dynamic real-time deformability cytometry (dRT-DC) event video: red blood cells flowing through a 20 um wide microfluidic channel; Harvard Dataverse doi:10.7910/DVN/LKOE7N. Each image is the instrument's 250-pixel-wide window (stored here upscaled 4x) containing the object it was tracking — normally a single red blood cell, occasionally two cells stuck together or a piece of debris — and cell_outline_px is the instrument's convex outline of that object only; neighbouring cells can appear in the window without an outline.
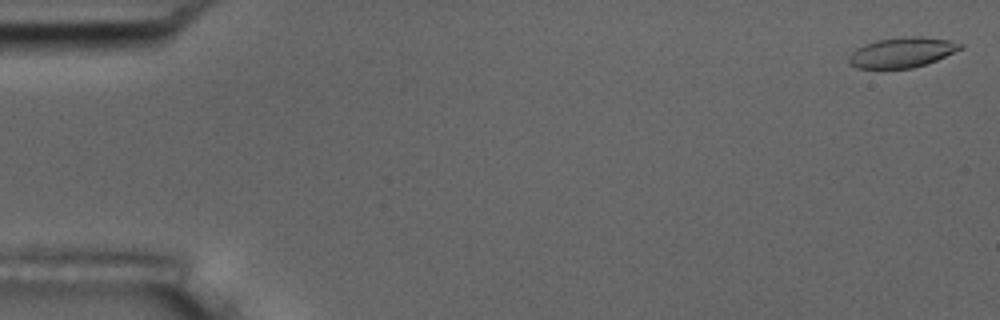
{"species": "common noctule bat (a hibernating species)", "species_latin": "Nyctalus noctula", "temperature_condition": "room temperature", "stored_images_in_passage": 11, "camera_frame_rate_fps": 3000, "um_per_image_px": 0.085, "animal": {"sex": "male", "body_mass_g": 17.5, "forearm_length_mm": 52.3}, "frame": {"image": 1, "passage_image": 1, "time_ms": 0.0, "image_size_px": [1000, 320], "cell_outline_px": [[964, 48], [936, 60], [912, 68], [856, 68], [848, 64], [848, 56], [856, 48], [864, 44], [876, 40], [904, 36], [920, 36], [948, 40], [964, 44]], "centroid_in_image_um": [76.65, 4.45], "position_along_channel_um": 8.3, "area_um2": 19.65}}
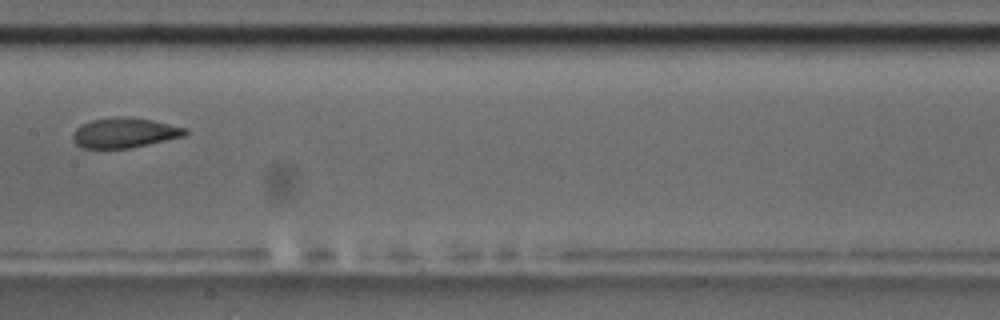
{"frame": {"image": 2, "passage_image": 8, "time_ms": 9.0, "image_size_px": [1000, 320], "cell_outline_px": [[188, 132], [184, 136], [148, 144], [128, 148], [84, 148], [76, 144], [72, 140], [72, 132], [80, 124], [92, 120], [112, 116], [124, 116], [152, 120], [188, 128]], "centroid_in_image_um": [10.55, 11.27], "position_along_channel_um": 196.8, "area_um2": 19.77}}